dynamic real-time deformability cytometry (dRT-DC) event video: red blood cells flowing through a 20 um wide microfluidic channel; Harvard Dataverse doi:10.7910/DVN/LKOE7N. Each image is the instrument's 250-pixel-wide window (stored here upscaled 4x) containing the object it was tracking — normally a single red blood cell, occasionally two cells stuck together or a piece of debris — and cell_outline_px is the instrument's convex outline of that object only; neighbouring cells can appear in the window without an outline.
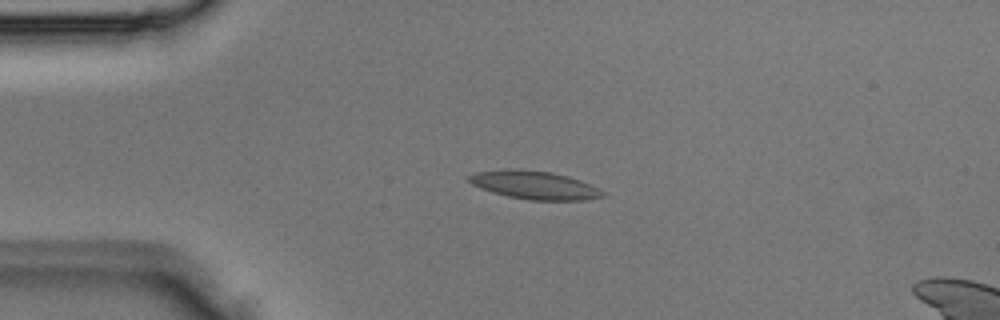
{"species": "Egyptian fruit bat (a non-hibernating species)", "species_latin": "Rousettus aegyptiacus", "temperature_condition": "room temperature", "stored_images_in_passage": 2, "camera_frame_rate_fps": 3000, "um_per_image_px": 0.085, "animal": {"sex": "male"}, "frame": {"image": 1, "passage_image": 1, "time_ms": 0.0, "image_size_px": [1000, 320], "cell_outline_px": [[604, 196], [584, 200], [528, 200], [508, 196], [480, 188], [472, 184], [468, 180], [468, 176], [476, 172], [512, 168], [516, 168], [552, 172], [568, 176], [580, 180], [604, 192]], "centroid_in_image_um": [45.4, 15.72], "position_along_channel_um": 39.6, "area_um2": 21.85}}